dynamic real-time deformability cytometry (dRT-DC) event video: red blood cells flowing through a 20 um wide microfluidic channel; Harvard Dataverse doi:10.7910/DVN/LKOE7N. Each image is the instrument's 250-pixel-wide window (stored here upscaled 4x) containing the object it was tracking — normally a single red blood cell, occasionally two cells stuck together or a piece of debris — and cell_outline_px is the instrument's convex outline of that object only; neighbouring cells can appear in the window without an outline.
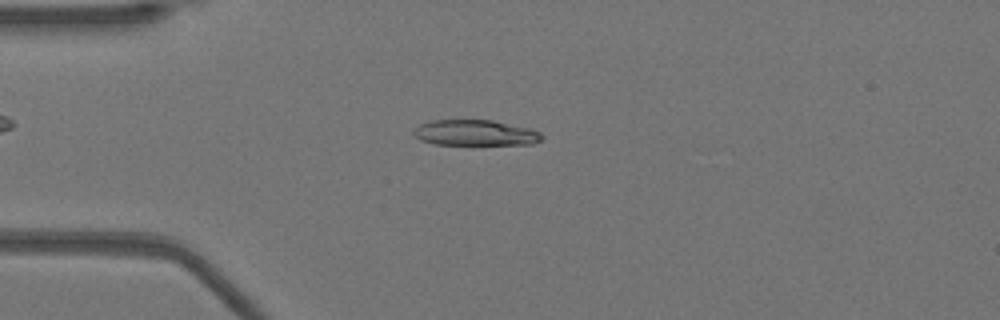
{"species": "Egyptian fruit bat (a non-hibernating species)", "species_latin": "Rousettus aegyptiacus", "temperature_condition": "warm", "stored_images_in_passage": 17, "camera_frame_rate_fps": 3000, "um_per_image_px": 0.085, "animal": {"sex": "female"}, "frame": {"image": 1, "passage_image": 2, "time_ms": 0.333, "image_size_px": [1000, 320], "cell_outline_px": [[544, 140], [532, 144], [436, 144], [420, 140], [412, 136], [412, 132], [420, 124], [432, 120], [492, 120], [528, 128], [540, 132], [544, 136]], "centroid_in_image_um": [40.4, 11.29], "position_along_channel_um": 44.6, "area_um2": 19.19}}
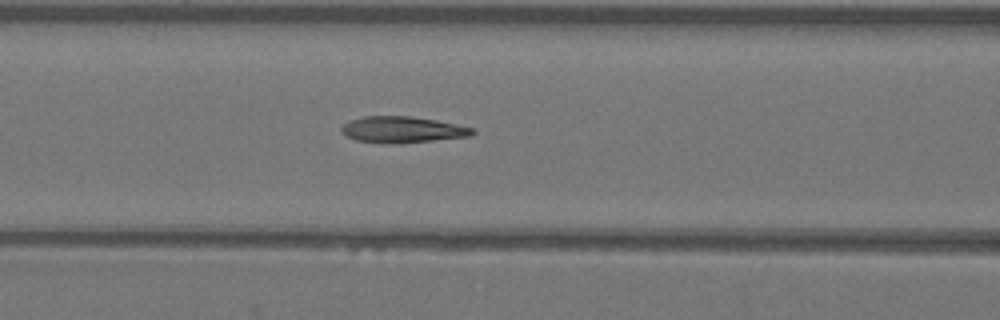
{"frame": {"image": 2, "passage_image": 10, "time_ms": 3.0, "image_size_px": [1000, 320], "cell_outline_px": [[476, 132], [472, 136], [432, 140], [356, 140], [340, 132], [340, 128], [344, 124], [352, 120], [364, 116], [408, 116], [436, 120], [456, 124], [472, 128]], "centroid_in_image_um": [34.24, 10.96], "position_along_channel_um": 132.4, "area_um2": 18.73}}
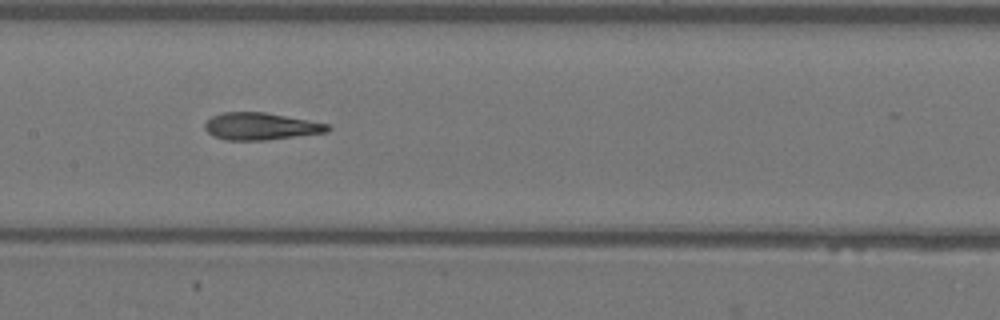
{"frame": {"image": 3, "passage_image": 14, "time_ms": 4.333, "image_size_px": [1000, 320], "cell_outline_px": [[332, 128], [328, 132], [264, 140], [228, 140], [212, 136], [204, 128], [204, 124], [212, 116], [220, 112], [264, 112], [308, 120], [328, 124]], "centroid_in_image_um": [22.14, 10.73], "position_along_channel_um": 185.3, "area_um2": 19.36}}